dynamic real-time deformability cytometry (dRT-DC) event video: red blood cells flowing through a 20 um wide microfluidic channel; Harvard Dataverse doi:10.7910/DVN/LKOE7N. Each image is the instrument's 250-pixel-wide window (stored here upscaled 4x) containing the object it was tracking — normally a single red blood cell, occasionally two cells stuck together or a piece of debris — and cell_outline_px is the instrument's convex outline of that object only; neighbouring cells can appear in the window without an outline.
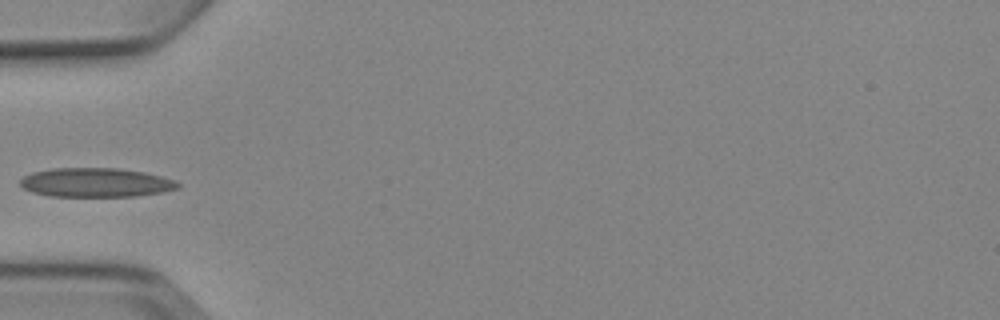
{"species": "Egyptian fruit bat (a non-hibernating species)", "species_latin": "Rousettus aegyptiacus", "temperature_condition": "cold", "stored_images_in_passage": 7, "camera_frame_rate_fps": 3000, "um_per_image_px": 0.085, "animal": {"sex": "female"}, "frame": {"image": 1, "passage_image": 6, "time_ms": 6.0, "image_size_px": [1000, 320], "cell_outline_px": [[180, 188], [164, 192], [136, 196], [52, 196], [32, 192], [24, 188], [20, 184], [20, 180], [24, 176], [32, 172], [52, 168], [116, 168], [144, 172], [176, 180], [180, 184]], "centroid_in_image_um": [8.17, 15.51], "position_along_channel_um": 76.8, "area_um2": 26.76}}
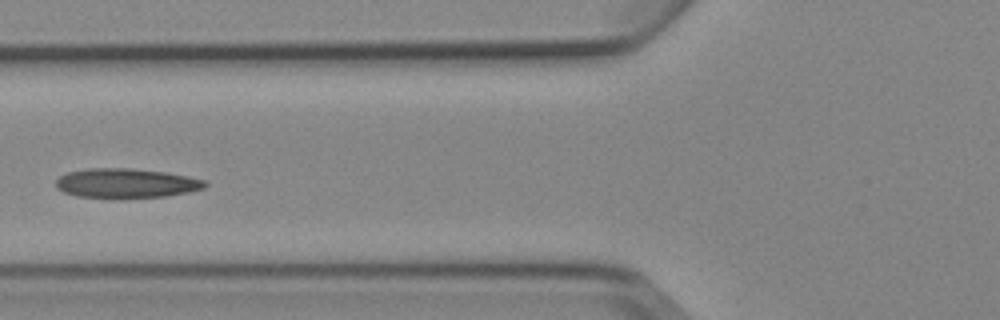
{"frame": {"image": 2, "passage_image": 7, "time_ms": 7.0, "image_size_px": [1000, 320], "cell_outline_px": [[208, 184], [204, 188], [188, 192], [168, 196], [124, 200], [120, 200], [76, 196], [64, 192], [56, 188], [56, 180], [60, 176], [68, 172], [88, 168], [132, 168], [164, 172], [188, 176], [208, 180]], "centroid_in_image_um": [10.74, 15.6], "position_along_channel_um": 115.1, "area_um2": 26.47}}